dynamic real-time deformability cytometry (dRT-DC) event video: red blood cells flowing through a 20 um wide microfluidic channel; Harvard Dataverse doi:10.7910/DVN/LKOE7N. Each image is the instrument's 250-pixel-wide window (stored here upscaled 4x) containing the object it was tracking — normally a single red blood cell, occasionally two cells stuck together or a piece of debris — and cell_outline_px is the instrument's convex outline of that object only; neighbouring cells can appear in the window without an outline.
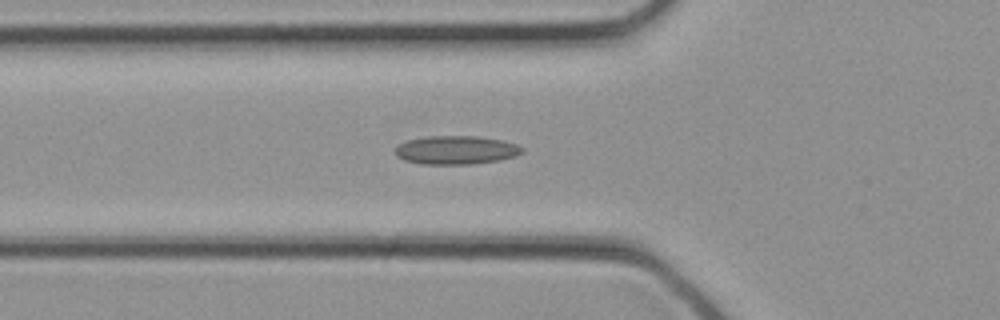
{"species": "common noctule bat (a hibernating species)", "species_latin": "Nyctalus noctula", "temperature_condition": "cold", "stored_images_in_passage": 32, "camera_frame_rate_fps": 3000, "um_per_image_px": 0.085, "animal": {"sex": "female", "body_mass_g": 21.9}, "frame": {"image": 1, "passage_image": 10, "time_ms": 3.0, "image_size_px": [1000, 320], "cell_outline_px": [[524, 152], [516, 156], [500, 160], [472, 164], [420, 164], [404, 160], [396, 156], [396, 148], [400, 144], [408, 140], [428, 136], [476, 136], [504, 140], [516, 144], [524, 148]], "centroid_in_image_um": [38.81, 12.76], "position_along_channel_um": 87.0, "area_um2": 21.21}}
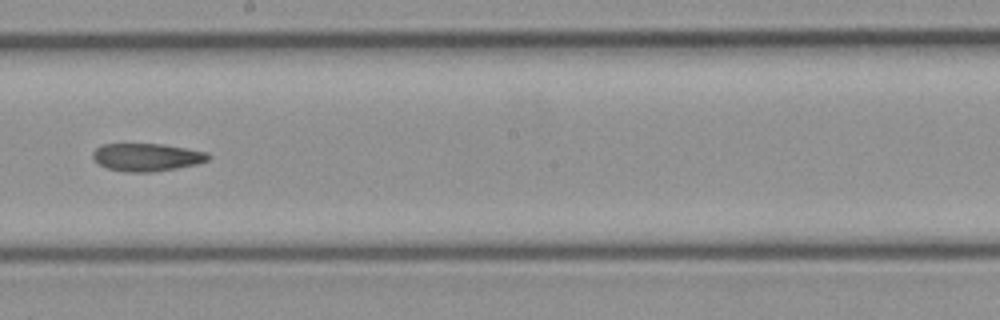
{"frame": {"image": 2, "passage_image": 17, "time_ms": 5.333, "image_size_px": [1000, 320], "cell_outline_px": [[212, 156], [208, 160], [196, 164], [176, 168], [152, 172], [128, 172], [108, 168], [100, 164], [92, 156], [92, 152], [100, 144], [164, 144], [208, 152]], "centroid_in_image_um": [12.5, 13.35], "position_along_channel_um": 235.7, "area_um2": 18.67}}
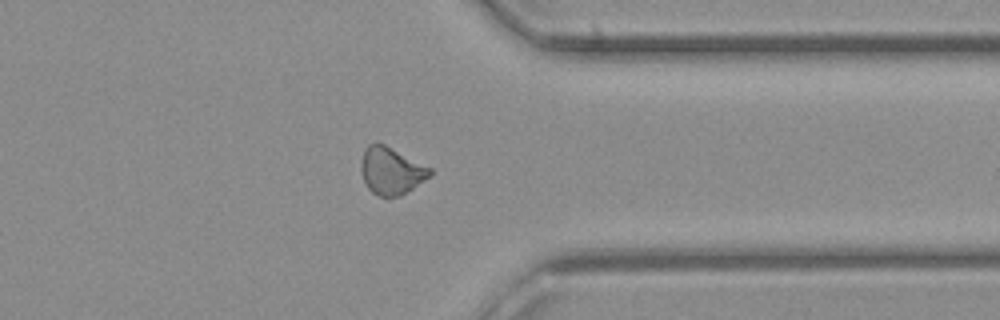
{"frame": {"image": 3, "passage_image": 24, "time_ms": 7.667, "image_size_px": [1000, 320], "cell_outline_px": [[432, 172], [428, 176], [412, 188], [400, 196], [380, 196], [372, 192], [368, 188], [364, 180], [360, 168], [360, 164], [364, 148], [368, 144], [376, 140], [432, 168]], "centroid_in_image_um": [33.2, 14.48], "position_along_channel_um": 378.2, "area_um2": 18.84}}